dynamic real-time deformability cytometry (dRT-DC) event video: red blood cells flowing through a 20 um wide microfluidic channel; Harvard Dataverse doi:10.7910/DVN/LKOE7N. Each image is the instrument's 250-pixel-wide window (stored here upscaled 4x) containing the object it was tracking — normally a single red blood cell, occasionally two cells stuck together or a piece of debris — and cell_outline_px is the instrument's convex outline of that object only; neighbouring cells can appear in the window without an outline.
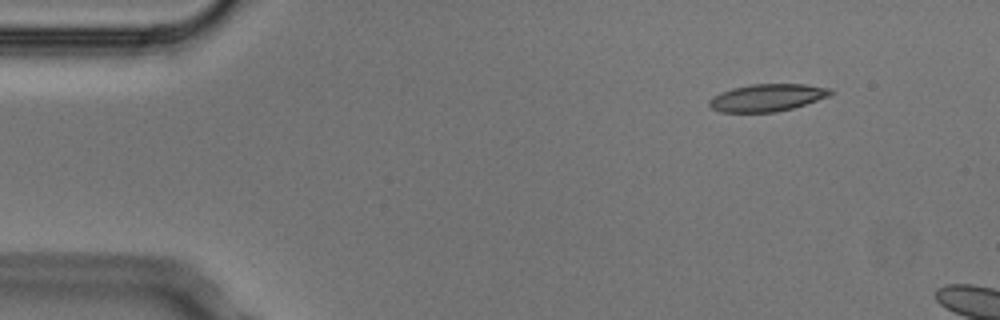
{"species": "Egyptian fruit bat (a non-hibernating species)", "species_latin": "Rousettus aegyptiacus", "temperature_condition": "cold", "stored_images_in_passage": 3, "camera_frame_rate_fps": 3000, "um_per_image_px": 0.085, "animal": {"sex": "male"}, "frame": {"image": 1, "passage_image": 1, "time_ms": 0.0, "image_size_px": [1000, 320], "cell_outline_px": [[836, 92], [828, 96], [792, 108], [776, 112], [720, 112], [712, 108], [708, 104], [708, 100], [712, 96], [720, 92], [732, 88], [752, 84], [804, 84], [832, 88]], "centroid_in_image_um": [65.2, 8.29], "position_along_channel_um": 19.8, "area_um2": 19.36}}